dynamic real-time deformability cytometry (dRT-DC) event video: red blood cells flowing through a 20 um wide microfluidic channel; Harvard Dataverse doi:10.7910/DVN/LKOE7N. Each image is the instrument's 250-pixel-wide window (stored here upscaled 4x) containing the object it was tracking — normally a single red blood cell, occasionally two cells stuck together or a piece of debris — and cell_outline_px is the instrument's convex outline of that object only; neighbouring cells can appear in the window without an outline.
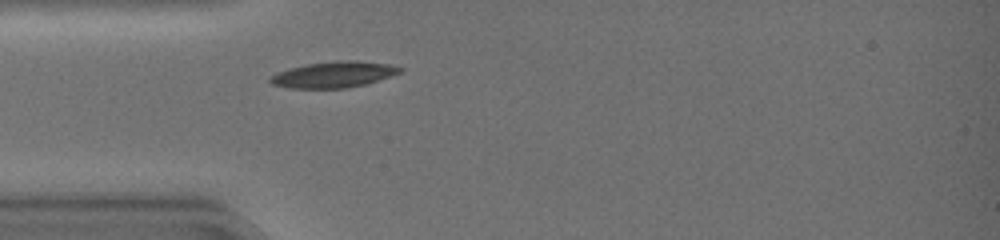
{"species": "common noctule bat (a hibernating species)", "species_latin": "Nyctalus noctula", "temperature_condition": "warm", "stored_images_in_passage": 35, "camera_frame_rate_fps": 3000, "um_per_image_px": 0.085, "animal": {"sex": "female", "body_mass_g": 19.0, "forearm_length_mm": 51.5}, "frame": {"image": 1, "passage_image": 7, "time_ms": 2.0, "image_size_px": [1000, 240], "cell_outline_px": [[404, 68], [400, 72], [364, 84], [344, 88], [292, 88], [272, 84], [268, 80], [276, 72], [304, 64], [336, 60], [360, 60], [392, 64]], "centroid_in_image_um": [28.35, 6.31], "position_along_channel_um": 56.6, "area_um2": 19.65}}
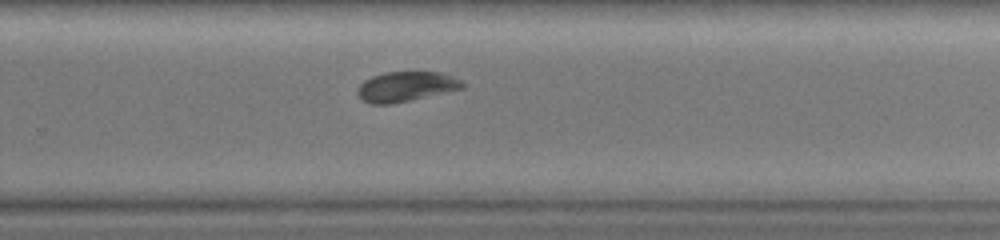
{"frame": {"image": 2, "passage_image": 24, "time_ms": 7.667, "image_size_px": [1000, 240], "cell_outline_px": [[468, 84], [464, 88], [392, 104], [372, 104], [364, 100], [356, 92], [360, 84], [364, 80], [372, 76], [384, 72], [440, 72], [464, 80]], "centroid_in_image_um": [34.56, 7.35], "position_along_channel_um": 295.2, "area_um2": 18.38}}
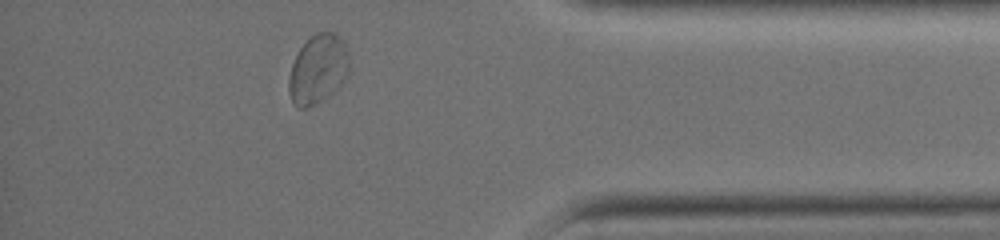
{"frame": {"image": 3, "passage_image": 33, "time_ms": 10.667, "image_size_px": [1000, 240], "cell_outline_px": [[348, 72], [344, 80], [328, 96], [304, 108], [300, 108], [292, 100], [288, 92], [288, 76], [292, 64], [300, 48], [316, 32], [336, 32], [340, 36], [348, 52]], "centroid_in_image_um": [27.02, 5.85], "position_along_channel_um": 408.2, "area_um2": 23.93}, "authors_computed_cell_mechanics": {"area_um2": 19.1318, "velocity_mm_per_s": 4.265, "shape_relaxation_time_tau1_ms": 2.0413, "shape_relaxation_time_tau2_ms": 2.7881, "deformation_change_tau1": 0.1074, "deformation_change_tau2": 0.0642}}